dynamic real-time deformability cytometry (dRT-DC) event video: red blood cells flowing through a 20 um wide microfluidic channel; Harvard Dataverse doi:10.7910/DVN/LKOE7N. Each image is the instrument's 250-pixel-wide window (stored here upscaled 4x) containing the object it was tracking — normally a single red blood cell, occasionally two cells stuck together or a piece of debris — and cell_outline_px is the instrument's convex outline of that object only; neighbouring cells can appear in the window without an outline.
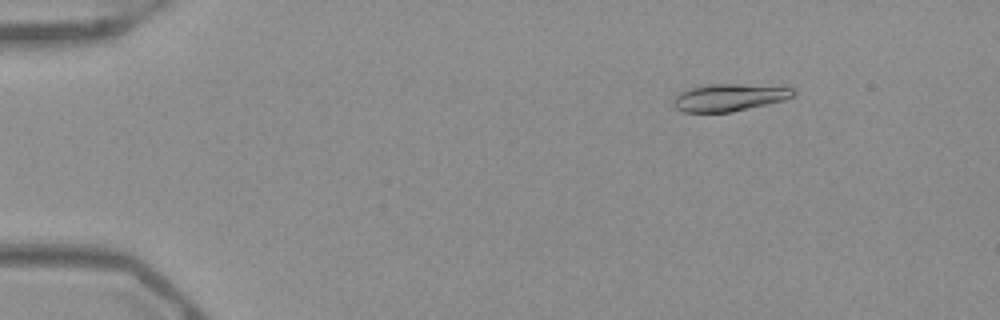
{"species": "Egyptian fruit bat (a non-hibernating species)", "species_latin": "Rousettus aegyptiacus", "temperature_condition": "warm", "stored_images_in_passage": 46, "camera_frame_rate_fps": 3000, "um_per_image_px": 0.085, "frame": {"image": 1, "passage_image": 1, "time_ms": 0.0, "image_size_px": [1000, 320], "cell_outline_px": [[796, 92], [792, 96], [784, 100], [732, 112], [684, 112], [676, 108], [672, 104], [672, 100], [680, 92], [688, 88], [712, 84], [740, 84], [792, 88]], "centroid_in_image_um": [61.93, 8.29], "position_along_channel_um": 23.1, "area_um2": 18.9}}
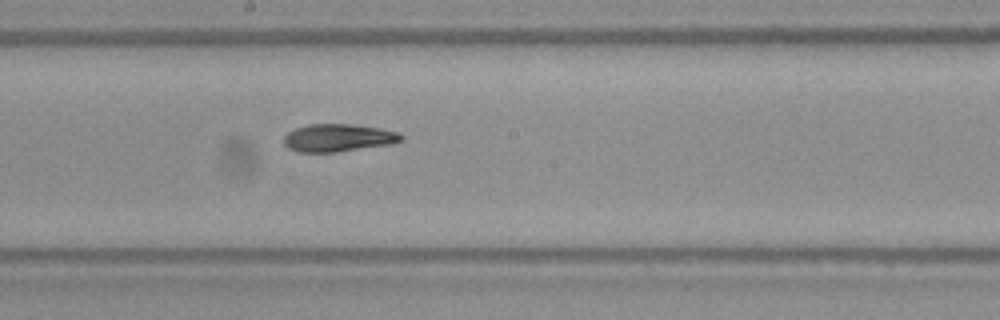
{"frame": {"image": 2, "passage_image": 23, "time_ms": 7.333, "image_size_px": [1000, 320], "cell_outline_px": [[404, 140], [392, 144], [336, 152], [300, 152], [288, 148], [284, 144], [284, 136], [288, 132], [296, 128], [308, 124], [352, 124], [380, 128], [400, 132], [404, 136]], "centroid_in_image_um": [28.79, 11.71], "position_along_channel_um": 219.4, "area_um2": 19.07}}
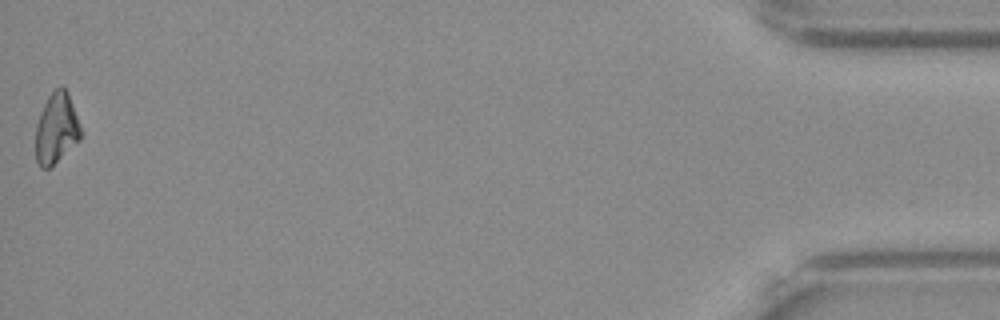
{"frame": {"image": 3, "passage_image": 46, "time_ms": 15.0, "image_size_px": [1000, 320], "cell_outline_px": [[84, 132], [80, 140], [48, 168], [40, 168], [36, 160], [36, 124], [40, 112], [48, 96], [60, 84], [68, 92]], "centroid_in_image_um": [4.82, 10.88], "position_along_channel_um": 430.4, "area_um2": 18.73}, "authors_computed_cell_mechanics": {"area_um2": 19.074, "velocity_mm_per_s": 3.9283, "shape_relaxation_time_tau1_ms": 6.6984, "shape_relaxation_time_tau2_ms": 4.8555, "deformation_change_tau1": 0.2133, "deformation_change_tau2": 0.0905}}